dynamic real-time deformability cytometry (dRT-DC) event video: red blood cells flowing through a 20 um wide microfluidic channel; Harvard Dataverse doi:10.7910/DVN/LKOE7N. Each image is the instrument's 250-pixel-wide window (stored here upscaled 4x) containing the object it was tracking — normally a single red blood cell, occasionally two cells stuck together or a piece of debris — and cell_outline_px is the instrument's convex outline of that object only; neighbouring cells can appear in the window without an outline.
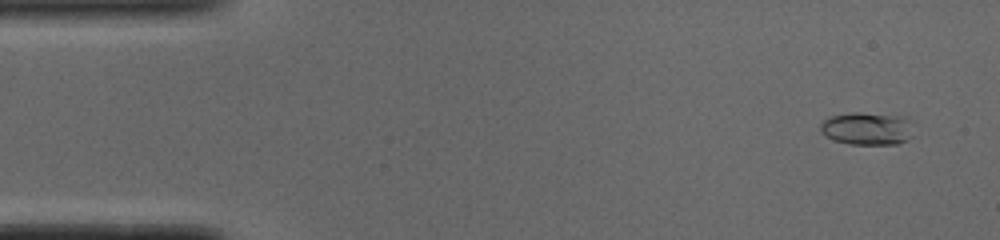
{"species": "common noctule bat (a hibernating species)", "species_latin": "Nyctalus noctula", "temperature_condition": "cold", "stored_images_in_passage": 51, "camera_frame_rate_fps": 3000, "um_per_image_px": 0.085, "animal": {"sex": "male", "body_mass_g": 19.0, "forearm_length_mm": 50.8}, "frame": {"image": 1, "passage_image": 3, "time_ms": 0.667, "image_size_px": [1000, 240], "cell_outline_px": [[908, 116], [904, 140], [896, 144], [848, 144], [832, 140], [820, 132], [820, 124], [824, 120], [832, 116], [852, 112], [860, 112]], "centroid_in_image_um": [73.55, 10.91], "position_along_channel_um": 11.5, "area_um2": 17.22}}
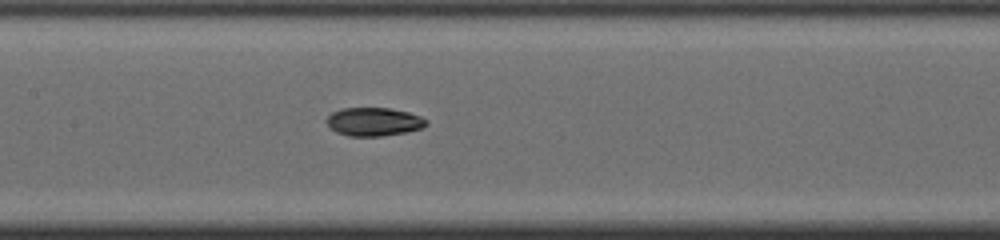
{"frame": {"image": 2, "passage_image": 24, "time_ms": 7.667, "image_size_px": [1000, 240], "cell_outline_px": [[428, 124], [424, 128], [408, 132], [380, 136], [348, 136], [336, 132], [328, 124], [328, 116], [332, 112], [340, 108], [388, 108], [408, 112], [420, 116], [428, 120]], "centroid_in_image_um": [31.82, 10.35], "position_along_channel_um": 175.6, "area_um2": 16.53}}
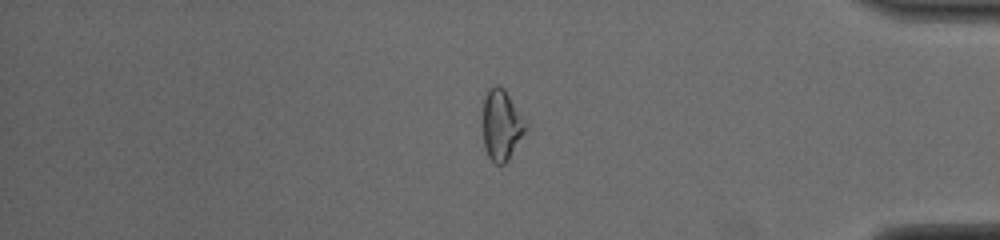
{"frame": {"image": 3, "passage_image": 43, "time_ms": 14.0, "image_size_px": [1000, 240], "cell_outline_px": [[528, 128], [508, 160], [504, 164], [496, 164], [488, 156], [484, 144], [484, 96], [488, 88], [496, 84], [500, 84], [504, 88], [528, 124]], "centroid_in_image_um": [42.65, 10.6], "position_along_channel_um": 392.5, "area_um2": 17.63}, "authors_computed_cell_mechanics": {"area_um2": 16.5308, "velocity_mm_per_s": 3.8978, "shape_relaxation_time_tau1_ms": 10.2095, "shape_relaxation_time_tau2_ms": 3.0031, "deformation_change_tau1": 0.2562, "deformation_change_tau2": 0.0482}}